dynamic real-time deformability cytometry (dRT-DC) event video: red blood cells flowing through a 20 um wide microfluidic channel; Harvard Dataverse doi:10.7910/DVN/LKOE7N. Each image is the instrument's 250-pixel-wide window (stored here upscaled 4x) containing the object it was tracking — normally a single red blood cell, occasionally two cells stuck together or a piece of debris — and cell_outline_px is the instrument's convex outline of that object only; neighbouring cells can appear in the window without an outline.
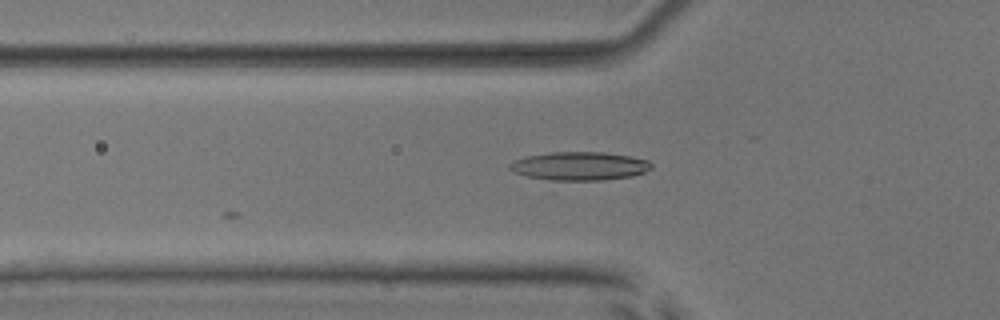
{"species": "common noctule bat (a hibernating species)", "species_latin": "Nyctalus noctula", "temperature_condition": "room temperature", "stored_images_in_passage": 8, "camera_frame_rate_fps": 3000, "um_per_image_px": 0.085, "animal": {"sex": "male", "body_mass_g": 17.9, "forearm_length_mm": 54.2}, "frame": {"image": 1, "passage_image": 2, "time_ms": 0.333, "image_size_px": [1000, 320], "cell_outline_px": [[652, 168], [644, 172], [632, 176], [552, 192], [508, 168], [508, 164], [524, 156], [552, 152], [604, 152], [628, 156], [648, 160], [652, 164]], "centroid_in_image_um": [49.05, 14.33], "position_along_channel_um": 76.8, "area_um2": 27.51}}
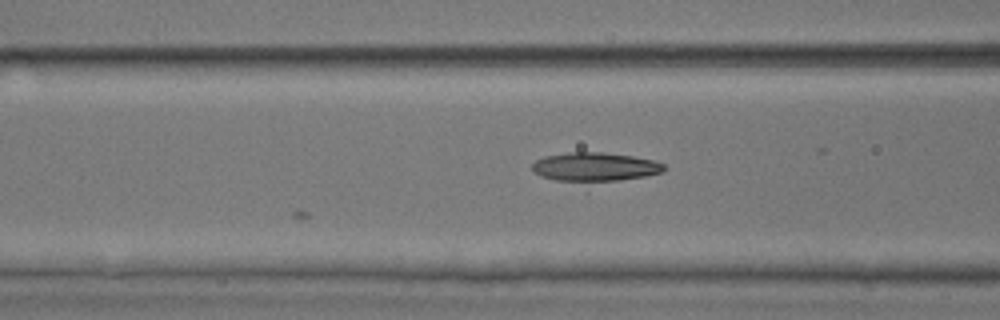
{"frame": {"image": 2, "passage_image": 5, "time_ms": 1.333, "image_size_px": [1000, 320], "cell_outline_px": [[664, 172], [588, 192], [584, 192], [540, 176], [532, 168], [532, 164], [536, 160], [544, 156], [568, 152], [604, 152], [632, 156], [652, 160], [664, 164]], "centroid_in_image_um": [50.54, 14.39], "position_along_channel_um": 116.1, "area_um2": 25.84}}